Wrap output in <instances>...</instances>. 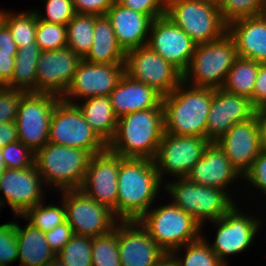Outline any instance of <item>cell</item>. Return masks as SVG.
Wrapping results in <instances>:
<instances>
[{
	"mask_svg": "<svg viewBox=\"0 0 266 266\" xmlns=\"http://www.w3.org/2000/svg\"><path fill=\"white\" fill-rule=\"evenodd\" d=\"M117 183V218L120 221L139 220L152 207L164 186L152 159L133 157H123L120 161Z\"/></svg>",
	"mask_w": 266,
	"mask_h": 266,
	"instance_id": "6da1fadb",
	"label": "cell"
},
{
	"mask_svg": "<svg viewBox=\"0 0 266 266\" xmlns=\"http://www.w3.org/2000/svg\"><path fill=\"white\" fill-rule=\"evenodd\" d=\"M163 107L140 110L118 118L107 148L122 157L154 159L164 134Z\"/></svg>",
	"mask_w": 266,
	"mask_h": 266,
	"instance_id": "7a4b0ae2",
	"label": "cell"
},
{
	"mask_svg": "<svg viewBox=\"0 0 266 266\" xmlns=\"http://www.w3.org/2000/svg\"><path fill=\"white\" fill-rule=\"evenodd\" d=\"M211 103L212 89L194 87L182 81L162 99L165 132L206 138Z\"/></svg>",
	"mask_w": 266,
	"mask_h": 266,
	"instance_id": "3957f363",
	"label": "cell"
},
{
	"mask_svg": "<svg viewBox=\"0 0 266 266\" xmlns=\"http://www.w3.org/2000/svg\"><path fill=\"white\" fill-rule=\"evenodd\" d=\"M237 58L234 40L227 32L220 39L197 44L182 81L194 87L221 89Z\"/></svg>",
	"mask_w": 266,
	"mask_h": 266,
	"instance_id": "277c9868",
	"label": "cell"
},
{
	"mask_svg": "<svg viewBox=\"0 0 266 266\" xmlns=\"http://www.w3.org/2000/svg\"><path fill=\"white\" fill-rule=\"evenodd\" d=\"M91 156L83 149L48 142L35 152L34 164L44 186L51 185L56 191L72 190L80 188Z\"/></svg>",
	"mask_w": 266,
	"mask_h": 266,
	"instance_id": "5b68a950",
	"label": "cell"
},
{
	"mask_svg": "<svg viewBox=\"0 0 266 266\" xmlns=\"http://www.w3.org/2000/svg\"><path fill=\"white\" fill-rule=\"evenodd\" d=\"M163 187L172 203L189 214L202 228L206 221L222 218L236 204L231 193L195 184L186 177L172 182L167 180Z\"/></svg>",
	"mask_w": 266,
	"mask_h": 266,
	"instance_id": "8992f818",
	"label": "cell"
},
{
	"mask_svg": "<svg viewBox=\"0 0 266 266\" xmlns=\"http://www.w3.org/2000/svg\"><path fill=\"white\" fill-rule=\"evenodd\" d=\"M159 206L151 207L138 221L165 252L172 253L201 236L202 226L178 206L171 201Z\"/></svg>",
	"mask_w": 266,
	"mask_h": 266,
	"instance_id": "52a82bcc",
	"label": "cell"
},
{
	"mask_svg": "<svg viewBox=\"0 0 266 266\" xmlns=\"http://www.w3.org/2000/svg\"><path fill=\"white\" fill-rule=\"evenodd\" d=\"M197 44L220 39L227 32L217 4L207 0H166V13Z\"/></svg>",
	"mask_w": 266,
	"mask_h": 266,
	"instance_id": "ba28073f",
	"label": "cell"
},
{
	"mask_svg": "<svg viewBox=\"0 0 266 266\" xmlns=\"http://www.w3.org/2000/svg\"><path fill=\"white\" fill-rule=\"evenodd\" d=\"M48 142L83 149L91 155L107 149V144L89 126L79 108L63 100L53 110Z\"/></svg>",
	"mask_w": 266,
	"mask_h": 266,
	"instance_id": "9c48e42d",
	"label": "cell"
},
{
	"mask_svg": "<svg viewBox=\"0 0 266 266\" xmlns=\"http://www.w3.org/2000/svg\"><path fill=\"white\" fill-rule=\"evenodd\" d=\"M60 100L54 94L27 92L19 104L15 119L18 140L34 153L48 143L53 110Z\"/></svg>",
	"mask_w": 266,
	"mask_h": 266,
	"instance_id": "30bf717a",
	"label": "cell"
},
{
	"mask_svg": "<svg viewBox=\"0 0 266 266\" xmlns=\"http://www.w3.org/2000/svg\"><path fill=\"white\" fill-rule=\"evenodd\" d=\"M58 192H62L66 221L74 234L94 238L114 230L120 221L109 207L99 204L80 189Z\"/></svg>",
	"mask_w": 266,
	"mask_h": 266,
	"instance_id": "8fae6325",
	"label": "cell"
},
{
	"mask_svg": "<svg viewBox=\"0 0 266 266\" xmlns=\"http://www.w3.org/2000/svg\"><path fill=\"white\" fill-rule=\"evenodd\" d=\"M235 204L222 218L211 221L216 226V236L211 250L220 261L227 266L226 256L239 254L250 248L256 234L261 229L262 219L249 213L240 211ZM248 214V215H247Z\"/></svg>",
	"mask_w": 266,
	"mask_h": 266,
	"instance_id": "7c38bea8",
	"label": "cell"
},
{
	"mask_svg": "<svg viewBox=\"0 0 266 266\" xmlns=\"http://www.w3.org/2000/svg\"><path fill=\"white\" fill-rule=\"evenodd\" d=\"M125 74L153 88L163 97L181 82L182 74L147 45L125 53Z\"/></svg>",
	"mask_w": 266,
	"mask_h": 266,
	"instance_id": "4fadbf2b",
	"label": "cell"
},
{
	"mask_svg": "<svg viewBox=\"0 0 266 266\" xmlns=\"http://www.w3.org/2000/svg\"><path fill=\"white\" fill-rule=\"evenodd\" d=\"M209 142L203 137L172 135L164 132L153 159L161 182L164 181L166 174L176 179L187 177L202 157Z\"/></svg>",
	"mask_w": 266,
	"mask_h": 266,
	"instance_id": "5bb4252c",
	"label": "cell"
},
{
	"mask_svg": "<svg viewBox=\"0 0 266 266\" xmlns=\"http://www.w3.org/2000/svg\"><path fill=\"white\" fill-rule=\"evenodd\" d=\"M124 74V64L90 63L82 59L61 100L75 104L78 98L109 96Z\"/></svg>",
	"mask_w": 266,
	"mask_h": 266,
	"instance_id": "9a60e30c",
	"label": "cell"
},
{
	"mask_svg": "<svg viewBox=\"0 0 266 266\" xmlns=\"http://www.w3.org/2000/svg\"><path fill=\"white\" fill-rule=\"evenodd\" d=\"M122 156L108 148L92 155L80 190L99 204L109 207L117 217L118 173Z\"/></svg>",
	"mask_w": 266,
	"mask_h": 266,
	"instance_id": "2e32d148",
	"label": "cell"
},
{
	"mask_svg": "<svg viewBox=\"0 0 266 266\" xmlns=\"http://www.w3.org/2000/svg\"><path fill=\"white\" fill-rule=\"evenodd\" d=\"M147 46L181 74L188 68L196 48L189 35L166 15L153 20Z\"/></svg>",
	"mask_w": 266,
	"mask_h": 266,
	"instance_id": "e0dca14e",
	"label": "cell"
},
{
	"mask_svg": "<svg viewBox=\"0 0 266 266\" xmlns=\"http://www.w3.org/2000/svg\"><path fill=\"white\" fill-rule=\"evenodd\" d=\"M43 184L35 164L23 169L6 168L0 180V193H3L0 198L4 206H10L14 215L23 216L29 209L44 201Z\"/></svg>",
	"mask_w": 266,
	"mask_h": 266,
	"instance_id": "ac0fdd59",
	"label": "cell"
},
{
	"mask_svg": "<svg viewBox=\"0 0 266 266\" xmlns=\"http://www.w3.org/2000/svg\"><path fill=\"white\" fill-rule=\"evenodd\" d=\"M81 58L68 47L40 53L36 69V93L62 97Z\"/></svg>",
	"mask_w": 266,
	"mask_h": 266,
	"instance_id": "d6986e66",
	"label": "cell"
},
{
	"mask_svg": "<svg viewBox=\"0 0 266 266\" xmlns=\"http://www.w3.org/2000/svg\"><path fill=\"white\" fill-rule=\"evenodd\" d=\"M255 107L249 98L212 89V103L206 125V138L218 141L233 125L254 117Z\"/></svg>",
	"mask_w": 266,
	"mask_h": 266,
	"instance_id": "ffe728a7",
	"label": "cell"
},
{
	"mask_svg": "<svg viewBox=\"0 0 266 266\" xmlns=\"http://www.w3.org/2000/svg\"><path fill=\"white\" fill-rule=\"evenodd\" d=\"M121 266H154L166 253L138 220L118 222Z\"/></svg>",
	"mask_w": 266,
	"mask_h": 266,
	"instance_id": "44dd1931",
	"label": "cell"
},
{
	"mask_svg": "<svg viewBox=\"0 0 266 266\" xmlns=\"http://www.w3.org/2000/svg\"><path fill=\"white\" fill-rule=\"evenodd\" d=\"M216 142L242 177L262 151L255 117L233 125Z\"/></svg>",
	"mask_w": 266,
	"mask_h": 266,
	"instance_id": "7402d4cb",
	"label": "cell"
},
{
	"mask_svg": "<svg viewBox=\"0 0 266 266\" xmlns=\"http://www.w3.org/2000/svg\"><path fill=\"white\" fill-rule=\"evenodd\" d=\"M239 177L242 178L240 173L231 165L223 149L217 142H209L202 157L193 166L186 178L195 184L215 187L229 193L231 190L228 191L227 187L239 180Z\"/></svg>",
	"mask_w": 266,
	"mask_h": 266,
	"instance_id": "603a6c76",
	"label": "cell"
},
{
	"mask_svg": "<svg viewBox=\"0 0 266 266\" xmlns=\"http://www.w3.org/2000/svg\"><path fill=\"white\" fill-rule=\"evenodd\" d=\"M114 30L118 44L125 51L147 45L153 19L114 1L105 14Z\"/></svg>",
	"mask_w": 266,
	"mask_h": 266,
	"instance_id": "cb8c5ba5",
	"label": "cell"
},
{
	"mask_svg": "<svg viewBox=\"0 0 266 266\" xmlns=\"http://www.w3.org/2000/svg\"><path fill=\"white\" fill-rule=\"evenodd\" d=\"M238 57L266 63V16L264 14L241 18L227 25Z\"/></svg>",
	"mask_w": 266,
	"mask_h": 266,
	"instance_id": "d4e9b609",
	"label": "cell"
},
{
	"mask_svg": "<svg viewBox=\"0 0 266 266\" xmlns=\"http://www.w3.org/2000/svg\"><path fill=\"white\" fill-rule=\"evenodd\" d=\"M109 98L117 118L140 110L163 107L160 93L127 74L122 76Z\"/></svg>",
	"mask_w": 266,
	"mask_h": 266,
	"instance_id": "484cf974",
	"label": "cell"
},
{
	"mask_svg": "<svg viewBox=\"0 0 266 266\" xmlns=\"http://www.w3.org/2000/svg\"><path fill=\"white\" fill-rule=\"evenodd\" d=\"M19 266H48L56 257L45 234L29 222L25 227L15 222Z\"/></svg>",
	"mask_w": 266,
	"mask_h": 266,
	"instance_id": "4316f807",
	"label": "cell"
},
{
	"mask_svg": "<svg viewBox=\"0 0 266 266\" xmlns=\"http://www.w3.org/2000/svg\"><path fill=\"white\" fill-rule=\"evenodd\" d=\"M125 53L118 44L110 21L106 16H98L93 29V43L84 60L90 63L124 64Z\"/></svg>",
	"mask_w": 266,
	"mask_h": 266,
	"instance_id": "83f0119b",
	"label": "cell"
},
{
	"mask_svg": "<svg viewBox=\"0 0 266 266\" xmlns=\"http://www.w3.org/2000/svg\"><path fill=\"white\" fill-rule=\"evenodd\" d=\"M75 105L89 126L108 145L115 136L118 122L109 96L87 98L83 103L76 102Z\"/></svg>",
	"mask_w": 266,
	"mask_h": 266,
	"instance_id": "f1b7e54d",
	"label": "cell"
},
{
	"mask_svg": "<svg viewBox=\"0 0 266 266\" xmlns=\"http://www.w3.org/2000/svg\"><path fill=\"white\" fill-rule=\"evenodd\" d=\"M40 53L36 42L18 48L12 79L7 88L36 93V69Z\"/></svg>",
	"mask_w": 266,
	"mask_h": 266,
	"instance_id": "f546056e",
	"label": "cell"
},
{
	"mask_svg": "<svg viewBox=\"0 0 266 266\" xmlns=\"http://www.w3.org/2000/svg\"><path fill=\"white\" fill-rule=\"evenodd\" d=\"M260 64L254 60L238 57L230 68L221 89L250 99Z\"/></svg>",
	"mask_w": 266,
	"mask_h": 266,
	"instance_id": "4dcf8cb0",
	"label": "cell"
},
{
	"mask_svg": "<svg viewBox=\"0 0 266 266\" xmlns=\"http://www.w3.org/2000/svg\"><path fill=\"white\" fill-rule=\"evenodd\" d=\"M98 16L76 14L66 25L67 47L84 59L93 43V29Z\"/></svg>",
	"mask_w": 266,
	"mask_h": 266,
	"instance_id": "1f68e13d",
	"label": "cell"
},
{
	"mask_svg": "<svg viewBox=\"0 0 266 266\" xmlns=\"http://www.w3.org/2000/svg\"><path fill=\"white\" fill-rule=\"evenodd\" d=\"M37 19L38 16L35 8L34 10L23 11L17 14L4 10L2 15V22L9 28L18 48L36 42Z\"/></svg>",
	"mask_w": 266,
	"mask_h": 266,
	"instance_id": "d6a6232c",
	"label": "cell"
},
{
	"mask_svg": "<svg viewBox=\"0 0 266 266\" xmlns=\"http://www.w3.org/2000/svg\"><path fill=\"white\" fill-rule=\"evenodd\" d=\"M205 238L201 235L198 239L172 252L177 257L180 266H225L211 250L209 241ZM183 249L186 253L181 257L180 253Z\"/></svg>",
	"mask_w": 266,
	"mask_h": 266,
	"instance_id": "836d02e7",
	"label": "cell"
},
{
	"mask_svg": "<svg viewBox=\"0 0 266 266\" xmlns=\"http://www.w3.org/2000/svg\"><path fill=\"white\" fill-rule=\"evenodd\" d=\"M59 205H46L44 200L29 209L23 216L17 217L28 219L30 224L45 233L66 221V208L63 200Z\"/></svg>",
	"mask_w": 266,
	"mask_h": 266,
	"instance_id": "e575fe53",
	"label": "cell"
},
{
	"mask_svg": "<svg viewBox=\"0 0 266 266\" xmlns=\"http://www.w3.org/2000/svg\"><path fill=\"white\" fill-rule=\"evenodd\" d=\"M92 266H121L118 223L114 230L92 238Z\"/></svg>",
	"mask_w": 266,
	"mask_h": 266,
	"instance_id": "d590c367",
	"label": "cell"
},
{
	"mask_svg": "<svg viewBox=\"0 0 266 266\" xmlns=\"http://www.w3.org/2000/svg\"><path fill=\"white\" fill-rule=\"evenodd\" d=\"M92 237L74 234L56 255L67 266H92Z\"/></svg>",
	"mask_w": 266,
	"mask_h": 266,
	"instance_id": "8d00e7d4",
	"label": "cell"
},
{
	"mask_svg": "<svg viewBox=\"0 0 266 266\" xmlns=\"http://www.w3.org/2000/svg\"><path fill=\"white\" fill-rule=\"evenodd\" d=\"M35 41L41 52L67 47V27L37 19Z\"/></svg>",
	"mask_w": 266,
	"mask_h": 266,
	"instance_id": "74e56055",
	"label": "cell"
},
{
	"mask_svg": "<svg viewBox=\"0 0 266 266\" xmlns=\"http://www.w3.org/2000/svg\"><path fill=\"white\" fill-rule=\"evenodd\" d=\"M266 0H224L220 6V14L228 25L230 22L263 14Z\"/></svg>",
	"mask_w": 266,
	"mask_h": 266,
	"instance_id": "f35d334b",
	"label": "cell"
},
{
	"mask_svg": "<svg viewBox=\"0 0 266 266\" xmlns=\"http://www.w3.org/2000/svg\"><path fill=\"white\" fill-rule=\"evenodd\" d=\"M45 12L43 15L40 10H35L38 19L60 25H67L68 22L77 14L72 0H44Z\"/></svg>",
	"mask_w": 266,
	"mask_h": 266,
	"instance_id": "ab89813d",
	"label": "cell"
},
{
	"mask_svg": "<svg viewBox=\"0 0 266 266\" xmlns=\"http://www.w3.org/2000/svg\"><path fill=\"white\" fill-rule=\"evenodd\" d=\"M2 155L7 169H23L34 165L35 153L19 140L2 147Z\"/></svg>",
	"mask_w": 266,
	"mask_h": 266,
	"instance_id": "60d3db41",
	"label": "cell"
},
{
	"mask_svg": "<svg viewBox=\"0 0 266 266\" xmlns=\"http://www.w3.org/2000/svg\"><path fill=\"white\" fill-rule=\"evenodd\" d=\"M18 260V244L15 222L0 225V266H8Z\"/></svg>",
	"mask_w": 266,
	"mask_h": 266,
	"instance_id": "b9f144b4",
	"label": "cell"
},
{
	"mask_svg": "<svg viewBox=\"0 0 266 266\" xmlns=\"http://www.w3.org/2000/svg\"><path fill=\"white\" fill-rule=\"evenodd\" d=\"M26 91L0 87V123L15 121L18 107Z\"/></svg>",
	"mask_w": 266,
	"mask_h": 266,
	"instance_id": "7bdbcfd3",
	"label": "cell"
},
{
	"mask_svg": "<svg viewBox=\"0 0 266 266\" xmlns=\"http://www.w3.org/2000/svg\"><path fill=\"white\" fill-rule=\"evenodd\" d=\"M134 11L146 14L153 20L166 13V0H115Z\"/></svg>",
	"mask_w": 266,
	"mask_h": 266,
	"instance_id": "ee69618b",
	"label": "cell"
},
{
	"mask_svg": "<svg viewBox=\"0 0 266 266\" xmlns=\"http://www.w3.org/2000/svg\"><path fill=\"white\" fill-rule=\"evenodd\" d=\"M248 181L250 185L259 189L266 195V151L262 150L253 161L251 168L244 174L241 180Z\"/></svg>",
	"mask_w": 266,
	"mask_h": 266,
	"instance_id": "f6af8a7d",
	"label": "cell"
},
{
	"mask_svg": "<svg viewBox=\"0 0 266 266\" xmlns=\"http://www.w3.org/2000/svg\"><path fill=\"white\" fill-rule=\"evenodd\" d=\"M44 234L51 250L57 255L70 241L74 232L70 224L65 221Z\"/></svg>",
	"mask_w": 266,
	"mask_h": 266,
	"instance_id": "bcb514c9",
	"label": "cell"
},
{
	"mask_svg": "<svg viewBox=\"0 0 266 266\" xmlns=\"http://www.w3.org/2000/svg\"><path fill=\"white\" fill-rule=\"evenodd\" d=\"M77 14L105 16L115 0H72Z\"/></svg>",
	"mask_w": 266,
	"mask_h": 266,
	"instance_id": "7dc6e473",
	"label": "cell"
},
{
	"mask_svg": "<svg viewBox=\"0 0 266 266\" xmlns=\"http://www.w3.org/2000/svg\"><path fill=\"white\" fill-rule=\"evenodd\" d=\"M250 100L255 108L266 105V63L259 65L258 75Z\"/></svg>",
	"mask_w": 266,
	"mask_h": 266,
	"instance_id": "c3c4849f",
	"label": "cell"
},
{
	"mask_svg": "<svg viewBox=\"0 0 266 266\" xmlns=\"http://www.w3.org/2000/svg\"><path fill=\"white\" fill-rule=\"evenodd\" d=\"M16 53L0 52V87H6L12 79Z\"/></svg>",
	"mask_w": 266,
	"mask_h": 266,
	"instance_id": "681fc988",
	"label": "cell"
},
{
	"mask_svg": "<svg viewBox=\"0 0 266 266\" xmlns=\"http://www.w3.org/2000/svg\"><path fill=\"white\" fill-rule=\"evenodd\" d=\"M18 46L15 44L9 28L3 23H0V52L17 53Z\"/></svg>",
	"mask_w": 266,
	"mask_h": 266,
	"instance_id": "f907efd6",
	"label": "cell"
},
{
	"mask_svg": "<svg viewBox=\"0 0 266 266\" xmlns=\"http://www.w3.org/2000/svg\"><path fill=\"white\" fill-rule=\"evenodd\" d=\"M18 140V131L15 121L0 123V147Z\"/></svg>",
	"mask_w": 266,
	"mask_h": 266,
	"instance_id": "816d5d0a",
	"label": "cell"
},
{
	"mask_svg": "<svg viewBox=\"0 0 266 266\" xmlns=\"http://www.w3.org/2000/svg\"><path fill=\"white\" fill-rule=\"evenodd\" d=\"M254 117L258 124L262 150L266 151V105L255 108Z\"/></svg>",
	"mask_w": 266,
	"mask_h": 266,
	"instance_id": "f5cc1de1",
	"label": "cell"
},
{
	"mask_svg": "<svg viewBox=\"0 0 266 266\" xmlns=\"http://www.w3.org/2000/svg\"><path fill=\"white\" fill-rule=\"evenodd\" d=\"M154 266H180V264L173 253L166 252Z\"/></svg>",
	"mask_w": 266,
	"mask_h": 266,
	"instance_id": "db71d44e",
	"label": "cell"
},
{
	"mask_svg": "<svg viewBox=\"0 0 266 266\" xmlns=\"http://www.w3.org/2000/svg\"><path fill=\"white\" fill-rule=\"evenodd\" d=\"M48 266H67L61 259L57 256L48 264Z\"/></svg>",
	"mask_w": 266,
	"mask_h": 266,
	"instance_id": "11a10c76",
	"label": "cell"
},
{
	"mask_svg": "<svg viewBox=\"0 0 266 266\" xmlns=\"http://www.w3.org/2000/svg\"><path fill=\"white\" fill-rule=\"evenodd\" d=\"M0 167H6L4 162V157L2 155V147H0Z\"/></svg>",
	"mask_w": 266,
	"mask_h": 266,
	"instance_id": "9f6ffc18",
	"label": "cell"
},
{
	"mask_svg": "<svg viewBox=\"0 0 266 266\" xmlns=\"http://www.w3.org/2000/svg\"><path fill=\"white\" fill-rule=\"evenodd\" d=\"M211 3L217 4L218 6H220V4L224 1V0H207Z\"/></svg>",
	"mask_w": 266,
	"mask_h": 266,
	"instance_id": "6f0895ef",
	"label": "cell"
},
{
	"mask_svg": "<svg viewBox=\"0 0 266 266\" xmlns=\"http://www.w3.org/2000/svg\"><path fill=\"white\" fill-rule=\"evenodd\" d=\"M5 169H6V167H0V180H1L2 176H3V173H4Z\"/></svg>",
	"mask_w": 266,
	"mask_h": 266,
	"instance_id": "680465c9",
	"label": "cell"
},
{
	"mask_svg": "<svg viewBox=\"0 0 266 266\" xmlns=\"http://www.w3.org/2000/svg\"><path fill=\"white\" fill-rule=\"evenodd\" d=\"M3 9H0V23L2 22Z\"/></svg>",
	"mask_w": 266,
	"mask_h": 266,
	"instance_id": "91938a15",
	"label": "cell"
},
{
	"mask_svg": "<svg viewBox=\"0 0 266 266\" xmlns=\"http://www.w3.org/2000/svg\"><path fill=\"white\" fill-rule=\"evenodd\" d=\"M3 206H4V204H3V202H2V200L0 198V210H1V207L4 208Z\"/></svg>",
	"mask_w": 266,
	"mask_h": 266,
	"instance_id": "94428289",
	"label": "cell"
},
{
	"mask_svg": "<svg viewBox=\"0 0 266 266\" xmlns=\"http://www.w3.org/2000/svg\"><path fill=\"white\" fill-rule=\"evenodd\" d=\"M263 14L266 16V3H265V8H264Z\"/></svg>",
	"mask_w": 266,
	"mask_h": 266,
	"instance_id": "6125c7cd",
	"label": "cell"
}]
</instances>
